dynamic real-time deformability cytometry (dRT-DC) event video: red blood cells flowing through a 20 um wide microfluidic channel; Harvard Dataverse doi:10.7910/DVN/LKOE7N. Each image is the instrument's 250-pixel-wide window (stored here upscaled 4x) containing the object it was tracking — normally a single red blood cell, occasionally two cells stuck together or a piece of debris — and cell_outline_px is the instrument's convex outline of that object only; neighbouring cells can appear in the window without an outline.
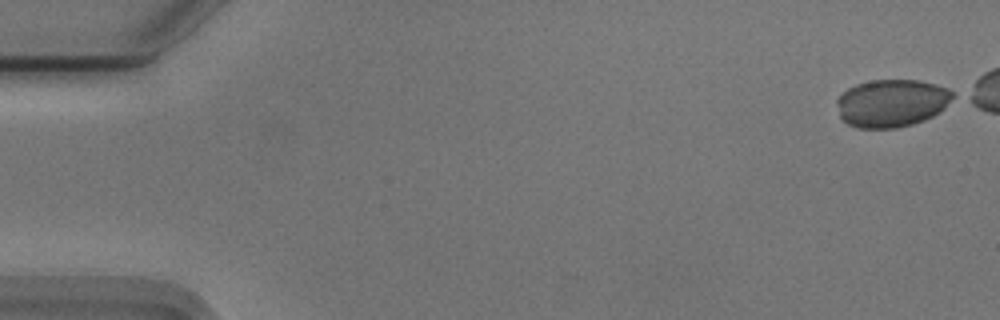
{"species": "Egyptian fruit bat (a non-hibernating species)", "species_latin": "Rousettus aegyptiacus", "temperature_condition": "cold", "stored_images_in_passage": 14, "camera_frame_rate_fps": 3000, "um_per_image_px": 0.085, "animal": {"sex": "male"}, "frame": {"image": 1, "passage_image": 1, "time_ms": 0.0, "image_size_px": [1000, 320], "cell_outline_px": [[956, 96], [940, 112], [924, 120], [912, 124], [896, 128], [856, 128], [848, 124], [840, 116], [836, 104], [836, 100], [848, 88], [856, 84], [872, 80], [920, 80], [936, 84], [948, 88], [956, 92]], "centroid_in_image_um": [75.83, 8.75], "position_along_channel_um": 9.2, "area_um2": 32.48}}
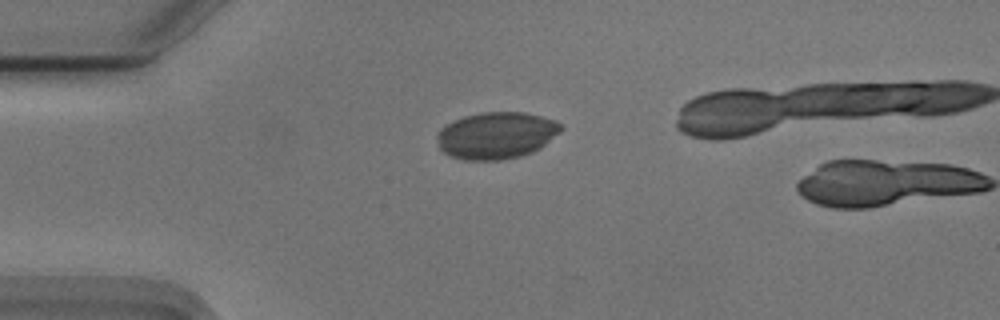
{"frame": {"image": 2, "passage_image": 13, "time_ms": 4.0, "image_size_px": [1000, 320], "cell_outline_px": [[564, 128], [560, 132], [540, 148], [532, 152], [520, 156], [500, 160], [464, 160], [452, 156], [444, 152], [440, 148], [436, 136], [436, 132], [440, 128], [464, 116], [480, 112], [524, 112], [556, 120]], "centroid_in_image_um": [42.19, 11.5], "position_along_channel_um": 42.8, "area_um2": 33.81}}